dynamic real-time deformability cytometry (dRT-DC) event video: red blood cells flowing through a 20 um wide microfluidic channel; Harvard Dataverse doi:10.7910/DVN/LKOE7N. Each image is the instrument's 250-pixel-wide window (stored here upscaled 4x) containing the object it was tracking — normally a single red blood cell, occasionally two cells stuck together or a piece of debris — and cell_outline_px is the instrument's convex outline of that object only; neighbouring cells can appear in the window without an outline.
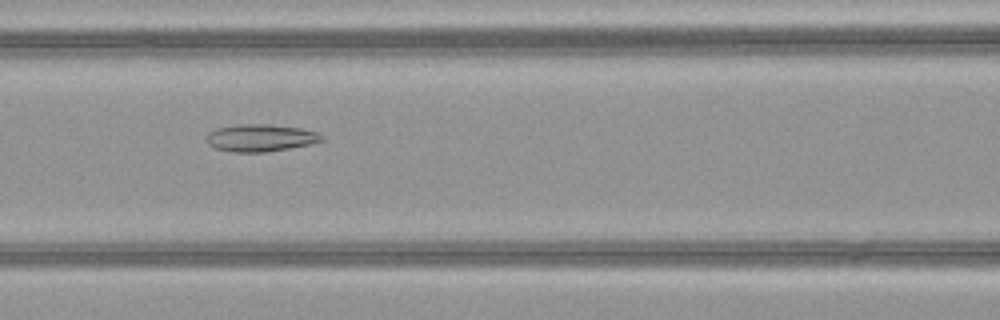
{"species": "common noctule bat (a hibernating species)", "species_latin": "Nyctalus noctula", "temperature_condition": "warm", "stored_images_in_passage": 34, "camera_frame_rate_fps": 3000, "um_per_image_px": 0.085, "animal": {"sex": "female", "body_mass_g": 21.9}, "frame": {"image": 1, "passage_image": 6, "time_ms": 1.667, "image_size_px": [1000, 320], "cell_outline_px": [[324, 140], [312, 144], [264, 152], [232, 152], [216, 148], [208, 144], [208, 132], [216, 128], [236, 124], [272, 124], [300, 128], [316, 132], [324, 136]], "centroid_in_image_um": [22.16, 11.71], "position_along_channel_um": 144.4, "area_um2": 18.32}}
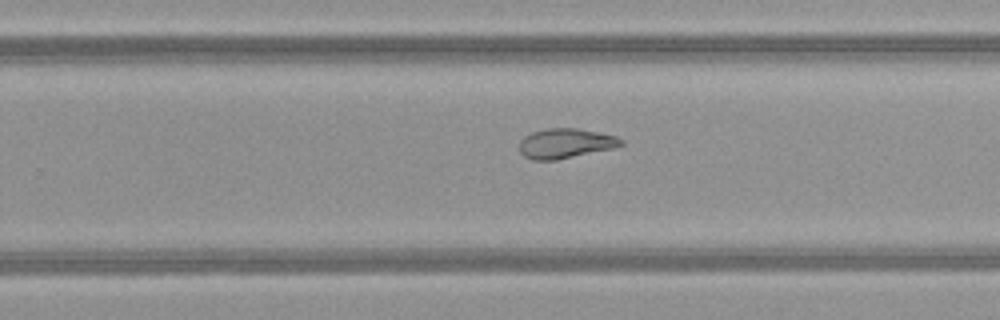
{"frame": {"image": 2, "passage_image": 16, "time_ms": 5.0, "image_size_px": [1000, 320], "cell_outline_px": [[624, 144], [612, 148], [556, 160], [532, 160], [524, 156], [520, 152], [520, 140], [524, 136], [532, 132], [548, 128], [576, 128], [616, 136], [624, 140]], "centroid_in_image_um": [48.04, 12.19], "position_along_channel_um": 281.8, "area_um2": 17.51}}
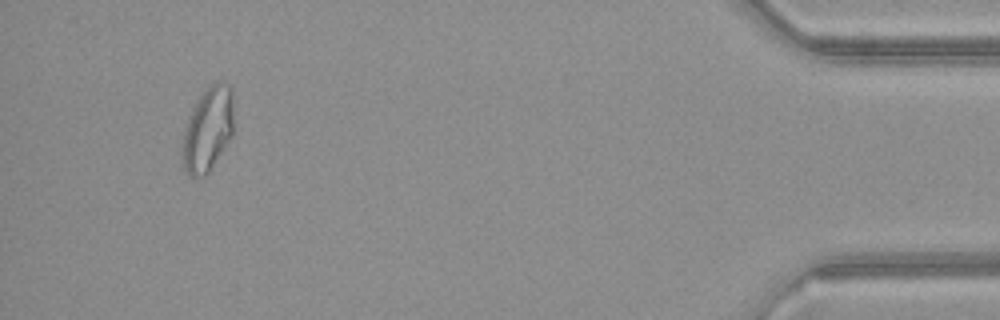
{"frame": {"image": 3, "passage_image": 31, "time_ms": 10.0, "image_size_px": [1000, 320], "cell_outline_px": [[232, 136], [208, 172], [204, 176], [188, 176], [184, 168], [180, 156], [180, 152], [184, 132], [188, 116], [196, 100], [204, 88], [216, 80], [224, 80], [232, 88]], "centroid_in_image_um": [17.63, 10.95], "position_along_channel_um": 417.6, "area_um2": 25.61}}